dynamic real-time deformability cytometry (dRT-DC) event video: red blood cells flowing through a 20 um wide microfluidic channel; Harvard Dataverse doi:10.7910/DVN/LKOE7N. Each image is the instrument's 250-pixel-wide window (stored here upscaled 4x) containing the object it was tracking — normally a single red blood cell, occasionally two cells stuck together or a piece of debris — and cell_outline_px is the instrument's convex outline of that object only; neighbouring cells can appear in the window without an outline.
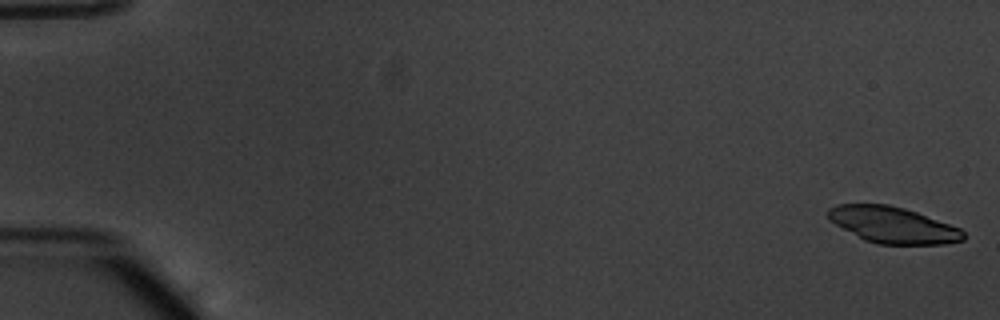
{"species": "common noctule bat (a hibernating species)", "species_latin": "Nyctalus noctula", "temperature_condition": "warm", "stored_images_in_passage": 19, "camera_frame_rate_fps": 3000, "um_per_image_px": 0.085, "animal": {"sex": "male", "body_mass_g": 20.1, "forearm_length_mm": 53.5}, "frame": {"image": 1, "passage_image": 1, "time_ms": 0.0, "image_size_px": [1000, 320], "cell_outline_px": [[964, 240], [944, 244], [880, 244], [864, 240], [828, 220], [828, 208], [836, 204], [888, 204], [904, 208], [916, 212], [960, 228], [964, 232]], "centroid_in_image_um": [75.87, 19.12], "position_along_channel_um": 9.1, "area_um2": 28.44}}
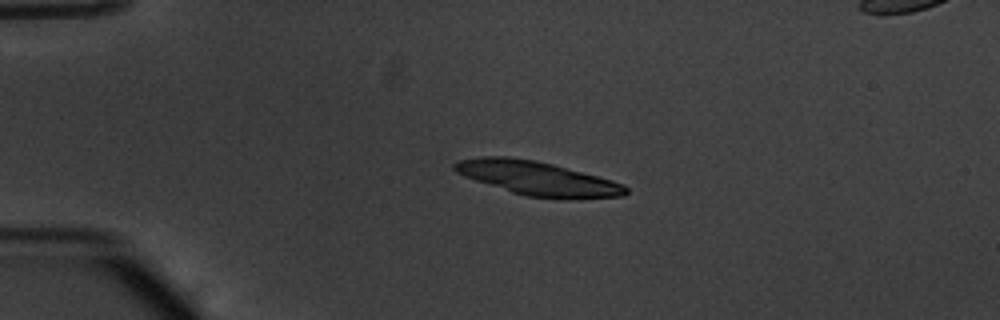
{"frame": {"image": 2, "passage_image": 13, "time_ms": 4.0, "image_size_px": [1000, 320], "cell_outline_px": [[628, 192], [624, 196], [528, 196], [512, 192], [464, 176], [456, 172], [452, 168], [452, 164], [460, 160], [480, 156], [508, 156], [536, 160], [552, 164], [612, 180], [624, 184], [628, 188]], "centroid_in_image_um": [45.59, 15.1], "position_along_channel_um": 39.4, "area_um2": 32.6}}